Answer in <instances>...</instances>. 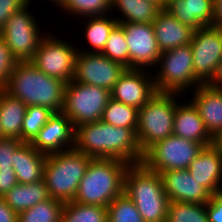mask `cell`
<instances>
[{"instance_id": "2", "label": "cell", "mask_w": 222, "mask_h": 222, "mask_svg": "<svg viewBox=\"0 0 222 222\" xmlns=\"http://www.w3.org/2000/svg\"><path fill=\"white\" fill-rule=\"evenodd\" d=\"M27 106L62 112L65 83L38 70L30 61H18L9 81L2 87Z\"/></svg>"}, {"instance_id": "43", "label": "cell", "mask_w": 222, "mask_h": 222, "mask_svg": "<svg viewBox=\"0 0 222 222\" xmlns=\"http://www.w3.org/2000/svg\"><path fill=\"white\" fill-rule=\"evenodd\" d=\"M207 84L222 90V60L218 64L215 75Z\"/></svg>"}, {"instance_id": "24", "label": "cell", "mask_w": 222, "mask_h": 222, "mask_svg": "<svg viewBox=\"0 0 222 222\" xmlns=\"http://www.w3.org/2000/svg\"><path fill=\"white\" fill-rule=\"evenodd\" d=\"M27 105L0 88V132L3 138L21 141V129Z\"/></svg>"}, {"instance_id": "1", "label": "cell", "mask_w": 222, "mask_h": 222, "mask_svg": "<svg viewBox=\"0 0 222 222\" xmlns=\"http://www.w3.org/2000/svg\"><path fill=\"white\" fill-rule=\"evenodd\" d=\"M137 128L115 127L103 121L75 127L74 149L92 158L119 159L129 165L140 164L142 153Z\"/></svg>"}, {"instance_id": "38", "label": "cell", "mask_w": 222, "mask_h": 222, "mask_svg": "<svg viewBox=\"0 0 222 222\" xmlns=\"http://www.w3.org/2000/svg\"><path fill=\"white\" fill-rule=\"evenodd\" d=\"M28 3V0H0V30L15 12Z\"/></svg>"}, {"instance_id": "35", "label": "cell", "mask_w": 222, "mask_h": 222, "mask_svg": "<svg viewBox=\"0 0 222 222\" xmlns=\"http://www.w3.org/2000/svg\"><path fill=\"white\" fill-rule=\"evenodd\" d=\"M107 58L122 63L129 68V51L123 28L117 24L108 37L107 43L101 52Z\"/></svg>"}, {"instance_id": "13", "label": "cell", "mask_w": 222, "mask_h": 222, "mask_svg": "<svg viewBox=\"0 0 222 222\" xmlns=\"http://www.w3.org/2000/svg\"><path fill=\"white\" fill-rule=\"evenodd\" d=\"M195 75L207 84L222 60V33L214 26L194 30L190 42Z\"/></svg>"}, {"instance_id": "32", "label": "cell", "mask_w": 222, "mask_h": 222, "mask_svg": "<svg viewBox=\"0 0 222 222\" xmlns=\"http://www.w3.org/2000/svg\"><path fill=\"white\" fill-rule=\"evenodd\" d=\"M60 9L80 18L104 16L111 11V0H65Z\"/></svg>"}, {"instance_id": "42", "label": "cell", "mask_w": 222, "mask_h": 222, "mask_svg": "<svg viewBox=\"0 0 222 222\" xmlns=\"http://www.w3.org/2000/svg\"><path fill=\"white\" fill-rule=\"evenodd\" d=\"M213 26L222 28V0H214Z\"/></svg>"}, {"instance_id": "5", "label": "cell", "mask_w": 222, "mask_h": 222, "mask_svg": "<svg viewBox=\"0 0 222 222\" xmlns=\"http://www.w3.org/2000/svg\"><path fill=\"white\" fill-rule=\"evenodd\" d=\"M91 159L74 148L48 154L43 180L49 196L63 203L73 201Z\"/></svg>"}, {"instance_id": "41", "label": "cell", "mask_w": 222, "mask_h": 222, "mask_svg": "<svg viewBox=\"0 0 222 222\" xmlns=\"http://www.w3.org/2000/svg\"><path fill=\"white\" fill-rule=\"evenodd\" d=\"M0 222H18V214L14 212L0 197Z\"/></svg>"}, {"instance_id": "10", "label": "cell", "mask_w": 222, "mask_h": 222, "mask_svg": "<svg viewBox=\"0 0 222 222\" xmlns=\"http://www.w3.org/2000/svg\"><path fill=\"white\" fill-rule=\"evenodd\" d=\"M53 35L48 32L41 39L29 61L41 72L67 84L74 78L78 48Z\"/></svg>"}, {"instance_id": "17", "label": "cell", "mask_w": 222, "mask_h": 222, "mask_svg": "<svg viewBox=\"0 0 222 222\" xmlns=\"http://www.w3.org/2000/svg\"><path fill=\"white\" fill-rule=\"evenodd\" d=\"M160 176L170 202L207 204L212 196L188 169L164 171Z\"/></svg>"}, {"instance_id": "3", "label": "cell", "mask_w": 222, "mask_h": 222, "mask_svg": "<svg viewBox=\"0 0 222 222\" xmlns=\"http://www.w3.org/2000/svg\"><path fill=\"white\" fill-rule=\"evenodd\" d=\"M129 166L119 159L92 158L73 201L107 208L124 192V176Z\"/></svg>"}, {"instance_id": "27", "label": "cell", "mask_w": 222, "mask_h": 222, "mask_svg": "<svg viewBox=\"0 0 222 222\" xmlns=\"http://www.w3.org/2000/svg\"><path fill=\"white\" fill-rule=\"evenodd\" d=\"M88 18V19H87ZM87 21L85 25L84 36L87 44L91 45L89 50L84 52L101 53L107 43L108 37L112 29L118 24L114 17L104 16L85 17Z\"/></svg>"}, {"instance_id": "39", "label": "cell", "mask_w": 222, "mask_h": 222, "mask_svg": "<svg viewBox=\"0 0 222 222\" xmlns=\"http://www.w3.org/2000/svg\"><path fill=\"white\" fill-rule=\"evenodd\" d=\"M206 210L209 222H222V191L211 196Z\"/></svg>"}, {"instance_id": "40", "label": "cell", "mask_w": 222, "mask_h": 222, "mask_svg": "<svg viewBox=\"0 0 222 222\" xmlns=\"http://www.w3.org/2000/svg\"><path fill=\"white\" fill-rule=\"evenodd\" d=\"M18 184L14 169H0V197Z\"/></svg>"}, {"instance_id": "26", "label": "cell", "mask_w": 222, "mask_h": 222, "mask_svg": "<svg viewBox=\"0 0 222 222\" xmlns=\"http://www.w3.org/2000/svg\"><path fill=\"white\" fill-rule=\"evenodd\" d=\"M113 8L123 15L115 17L118 23H153L162 9L154 0H111Z\"/></svg>"}, {"instance_id": "31", "label": "cell", "mask_w": 222, "mask_h": 222, "mask_svg": "<svg viewBox=\"0 0 222 222\" xmlns=\"http://www.w3.org/2000/svg\"><path fill=\"white\" fill-rule=\"evenodd\" d=\"M166 222H209L206 204L169 202Z\"/></svg>"}, {"instance_id": "7", "label": "cell", "mask_w": 222, "mask_h": 222, "mask_svg": "<svg viewBox=\"0 0 222 222\" xmlns=\"http://www.w3.org/2000/svg\"><path fill=\"white\" fill-rule=\"evenodd\" d=\"M156 69L153 79L158 92L184 94L185 90L204 84L194 73L190 44L161 52Z\"/></svg>"}, {"instance_id": "12", "label": "cell", "mask_w": 222, "mask_h": 222, "mask_svg": "<svg viewBox=\"0 0 222 222\" xmlns=\"http://www.w3.org/2000/svg\"><path fill=\"white\" fill-rule=\"evenodd\" d=\"M81 49L76 54L73 80L111 91L127 67L102 53L83 52Z\"/></svg>"}, {"instance_id": "30", "label": "cell", "mask_w": 222, "mask_h": 222, "mask_svg": "<svg viewBox=\"0 0 222 222\" xmlns=\"http://www.w3.org/2000/svg\"><path fill=\"white\" fill-rule=\"evenodd\" d=\"M138 108L110 99L101 121L115 127L137 128Z\"/></svg>"}, {"instance_id": "6", "label": "cell", "mask_w": 222, "mask_h": 222, "mask_svg": "<svg viewBox=\"0 0 222 222\" xmlns=\"http://www.w3.org/2000/svg\"><path fill=\"white\" fill-rule=\"evenodd\" d=\"M181 93L156 92L138 110L136 138L144 154L157 141L173 134L174 115Z\"/></svg>"}, {"instance_id": "28", "label": "cell", "mask_w": 222, "mask_h": 222, "mask_svg": "<svg viewBox=\"0 0 222 222\" xmlns=\"http://www.w3.org/2000/svg\"><path fill=\"white\" fill-rule=\"evenodd\" d=\"M64 204L49 198L18 214V222H61Z\"/></svg>"}, {"instance_id": "34", "label": "cell", "mask_w": 222, "mask_h": 222, "mask_svg": "<svg viewBox=\"0 0 222 222\" xmlns=\"http://www.w3.org/2000/svg\"><path fill=\"white\" fill-rule=\"evenodd\" d=\"M108 222H145L135 203L123 192L107 206Z\"/></svg>"}, {"instance_id": "11", "label": "cell", "mask_w": 222, "mask_h": 222, "mask_svg": "<svg viewBox=\"0 0 222 222\" xmlns=\"http://www.w3.org/2000/svg\"><path fill=\"white\" fill-rule=\"evenodd\" d=\"M29 5L30 2L15 12L0 30V36L18 61H29L46 35L44 30L40 31L39 22L29 11Z\"/></svg>"}, {"instance_id": "46", "label": "cell", "mask_w": 222, "mask_h": 222, "mask_svg": "<svg viewBox=\"0 0 222 222\" xmlns=\"http://www.w3.org/2000/svg\"><path fill=\"white\" fill-rule=\"evenodd\" d=\"M169 1H171V0H165V7H166V5H167V3H168Z\"/></svg>"}, {"instance_id": "19", "label": "cell", "mask_w": 222, "mask_h": 222, "mask_svg": "<svg viewBox=\"0 0 222 222\" xmlns=\"http://www.w3.org/2000/svg\"><path fill=\"white\" fill-rule=\"evenodd\" d=\"M191 94L193 96L189 100L198 109L206 129L217 142H220L222 140V90L208 84H201Z\"/></svg>"}, {"instance_id": "22", "label": "cell", "mask_w": 222, "mask_h": 222, "mask_svg": "<svg viewBox=\"0 0 222 222\" xmlns=\"http://www.w3.org/2000/svg\"><path fill=\"white\" fill-rule=\"evenodd\" d=\"M165 9L194 30L213 26L214 0H171Z\"/></svg>"}, {"instance_id": "4", "label": "cell", "mask_w": 222, "mask_h": 222, "mask_svg": "<svg viewBox=\"0 0 222 222\" xmlns=\"http://www.w3.org/2000/svg\"><path fill=\"white\" fill-rule=\"evenodd\" d=\"M124 193L135 203L145 222H166L170 201L159 173L143 163L130 165L124 176Z\"/></svg>"}, {"instance_id": "20", "label": "cell", "mask_w": 222, "mask_h": 222, "mask_svg": "<svg viewBox=\"0 0 222 222\" xmlns=\"http://www.w3.org/2000/svg\"><path fill=\"white\" fill-rule=\"evenodd\" d=\"M186 99L176 105L173 134L204 145L215 144L217 141L210 135L194 104Z\"/></svg>"}, {"instance_id": "44", "label": "cell", "mask_w": 222, "mask_h": 222, "mask_svg": "<svg viewBox=\"0 0 222 222\" xmlns=\"http://www.w3.org/2000/svg\"><path fill=\"white\" fill-rule=\"evenodd\" d=\"M29 2H31V0H28ZM50 2H53V4H55L56 6H58L59 8L63 5L65 0H47Z\"/></svg>"}, {"instance_id": "33", "label": "cell", "mask_w": 222, "mask_h": 222, "mask_svg": "<svg viewBox=\"0 0 222 222\" xmlns=\"http://www.w3.org/2000/svg\"><path fill=\"white\" fill-rule=\"evenodd\" d=\"M53 113L49 108L43 106H27L21 129V141L30 143Z\"/></svg>"}, {"instance_id": "29", "label": "cell", "mask_w": 222, "mask_h": 222, "mask_svg": "<svg viewBox=\"0 0 222 222\" xmlns=\"http://www.w3.org/2000/svg\"><path fill=\"white\" fill-rule=\"evenodd\" d=\"M61 222H108L107 208L67 202L63 207Z\"/></svg>"}, {"instance_id": "45", "label": "cell", "mask_w": 222, "mask_h": 222, "mask_svg": "<svg viewBox=\"0 0 222 222\" xmlns=\"http://www.w3.org/2000/svg\"><path fill=\"white\" fill-rule=\"evenodd\" d=\"M156 3H158L162 8H165V0H154Z\"/></svg>"}, {"instance_id": "21", "label": "cell", "mask_w": 222, "mask_h": 222, "mask_svg": "<svg viewBox=\"0 0 222 222\" xmlns=\"http://www.w3.org/2000/svg\"><path fill=\"white\" fill-rule=\"evenodd\" d=\"M161 52L190 44L194 29L180 23L165 8H162L152 23Z\"/></svg>"}, {"instance_id": "18", "label": "cell", "mask_w": 222, "mask_h": 222, "mask_svg": "<svg viewBox=\"0 0 222 222\" xmlns=\"http://www.w3.org/2000/svg\"><path fill=\"white\" fill-rule=\"evenodd\" d=\"M188 171L212 195L222 191V143L204 147Z\"/></svg>"}, {"instance_id": "16", "label": "cell", "mask_w": 222, "mask_h": 222, "mask_svg": "<svg viewBox=\"0 0 222 222\" xmlns=\"http://www.w3.org/2000/svg\"><path fill=\"white\" fill-rule=\"evenodd\" d=\"M75 128L62 112L53 113L30 144L45 155L74 148Z\"/></svg>"}, {"instance_id": "14", "label": "cell", "mask_w": 222, "mask_h": 222, "mask_svg": "<svg viewBox=\"0 0 222 222\" xmlns=\"http://www.w3.org/2000/svg\"><path fill=\"white\" fill-rule=\"evenodd\" d=\"M124 31L129 51V68L152 71L161 51L152 23H118ZM151 67V68H150Z\"/></svg>"}, {"instance_id": "15", "label": "cell", "mask_w": 222, "mask_h": 222, "mask_svg": "<svg viewBox=\"0 0 222 222\" xmlns=\"http://www.w3.org/2000/svg\"><path fill=\"white\" fill-rule=\"evenodd\" d=\"M153 75L149 70L126 68L111 90V98L138 109L142 108L157 92Z\"/></svg>"}, {"instance_id": "36", "label": "cell", "mask_w": 222, "mask_h": 222, "mask_svg": "<svg viewBox=\"0 0 222 222\" xmlns=\"http://www.w3.org/2000/svg\"><path fill=\"white\" fill-rule=\"evenodd\" d=\"M17 62L18 60L11 53L9 46L0 36V88L9 81Z\"/></svg>"}, {"instance_id": "25", "label": "cell", "mask_w": 222, "mask_h": 222, "mask_svg": "<svg viewBox=\"0 0 222 222\" xmlns=\"http://www.w3.org/2000/svg\"><path fill=\"white\" fill-rule=\"evenodd\" d=\"M49 198L44 180L29 184L18 183L3 197L6 204L17 214Z\"/></svg>"}, {"instance_id": "9", "label": "cell", "mask_w": 222, "mask_h": 222, "mask_svg": "<svg viewBox=\"0 0 222 222\" xmlns=\"http://www.w3.org/2000/svg\"><path fill=\"white\" fill-rule=\"evenodd\" d=\"M205 146L174 134L157 141L145 153L142 163L157 173L188 169Z\"/></svg>"}, {"instance_id": "8", "label": "cell", "mask_w": 222, "mask_h": 222, "mask_svg": "<svg viewBox=\"0 0 222 222\" xmlns=\"http://www.w3.org/2000/svg\"><path fill=\"white\" fill-rule=\"evenodd\" d=\"M111 91L71 80L65 84L62 113L76 126L101 120Z\"/></svg>"}, {"instance_id": "37", "label": "cell", "mask_w": 222, "mask_h": 222, "mask_svg": "<svg viewBox=\"0 0 222 222\" xmlns=\"http://www.w3.org/2000/svg\"><path fill=\"white\" fill-rule=\"evenodd\" d=\"M23 142L18 139L1 138L0 139V169H13L14 151Z\"/></svg>"}, {"instance_id": "23", "label": "cell", "mask_w": 222, "mask_h": 222, "mask_svg": "<svg viewBox=\"0 0 222 222\" xmlns=\"http://www.w3.org/2000/svg\"><path fill=\"white\" fill-rule=\"evenodd\" d=\"M47 155L38 152L29 142H23L14 151V164L17 181L29 184L43 180Z\"/></svg>"}]
</instances>
